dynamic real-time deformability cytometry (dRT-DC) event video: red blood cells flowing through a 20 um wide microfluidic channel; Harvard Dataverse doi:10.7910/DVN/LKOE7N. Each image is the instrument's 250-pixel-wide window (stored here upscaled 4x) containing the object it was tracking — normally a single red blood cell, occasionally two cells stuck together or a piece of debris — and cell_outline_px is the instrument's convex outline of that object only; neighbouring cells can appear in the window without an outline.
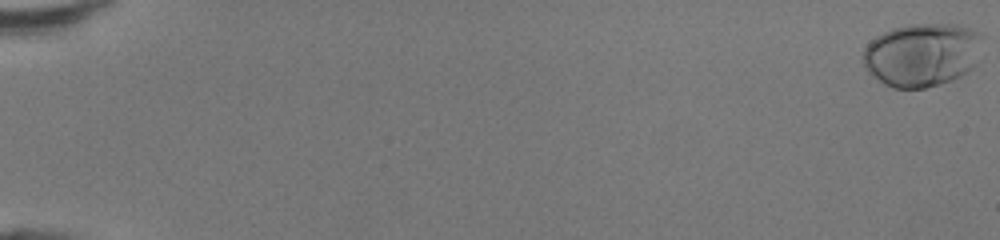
{"species": "human", "species_latin": "Homo sapiens", "temperature_condition": "room temperature", "stored_images_in_passage": 50, "camera_frame_rate_fps": 3000, "um_per_image_px": 0.085, "donor": {"sex": "female"}, "frame": {"image": 1, "passage_image": 1, "time_ms": 0.0, "image_size_px": [1000, 240], "cell_outline_px": [[984, 36], [980, 60], [968, 72], [952, 80], [940, 84], [924, 88], [892, 88], [884, 84], [872, 76], [868, 72], [864, 64], [864, 48], [876, 36], [892, 28], [904, 24], [964, 24], [980, 32]], "centroid_in_image_um": [78.45, 4.63], "position_along_channel_um": 6.6, "area_um2": 45.08}}
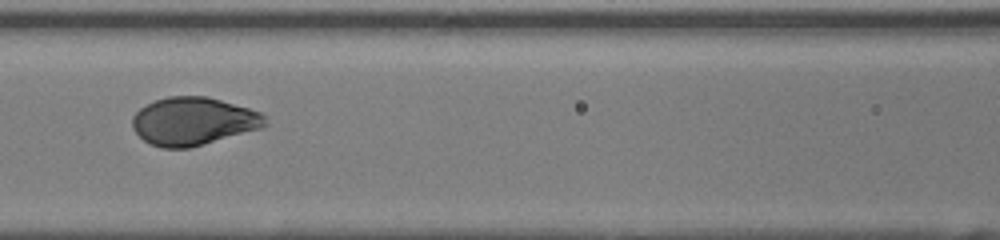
{"frame": {"image": 2, "passage_image": 25, "time_ms": 8.0, "image_size_px": [1000, 240], "cell_outline_px": [[268, 124], [264, 128], [188, 148], [160, 148], [148, 144], [132, 128], [132, 116], [140, 108], [156, 100], [168, 96], [208, 96], [248, 108], [260, 112], [268, 116]], "centroid_in_image_um": [16.46, 10.31], "position_along_channel_um": 150.1, "area_um2": 37.4}}
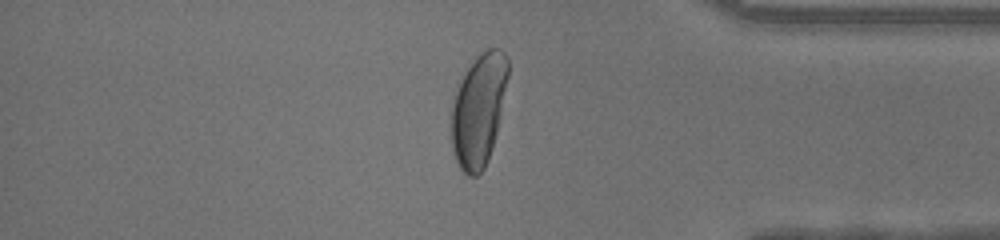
{"frame": {"image": 3, "passage_image": 43, "time_ms": 14.0, "image_size_px": [1000, 240], "cell_outline_px": [[508, 76], [496, 132], [492, 148], [488, 160], [484, 168], [476, 176], [468, 176], [460, 168], [456, 160], [452, 148], [452, 100], [460, 80], [472, 60], [480, 52], [488, 48], [500, 48], [508, 56]], "centroid_in_image_um": [40.68, 9.3], "position_along_channel_um": 394.5, "area_um2": 36.93}, "authors_computed_cell_mechanics": {"area_um2": 38.4948, "velocity_mm_per_s": 4.3172, "shape_relaxation_time_tau1_ms": 2.9667, "shape_relaxation_time_tau2_ms": null, "deformation_change_tau1": 0.1645, "deformation_change_tau2": null}}